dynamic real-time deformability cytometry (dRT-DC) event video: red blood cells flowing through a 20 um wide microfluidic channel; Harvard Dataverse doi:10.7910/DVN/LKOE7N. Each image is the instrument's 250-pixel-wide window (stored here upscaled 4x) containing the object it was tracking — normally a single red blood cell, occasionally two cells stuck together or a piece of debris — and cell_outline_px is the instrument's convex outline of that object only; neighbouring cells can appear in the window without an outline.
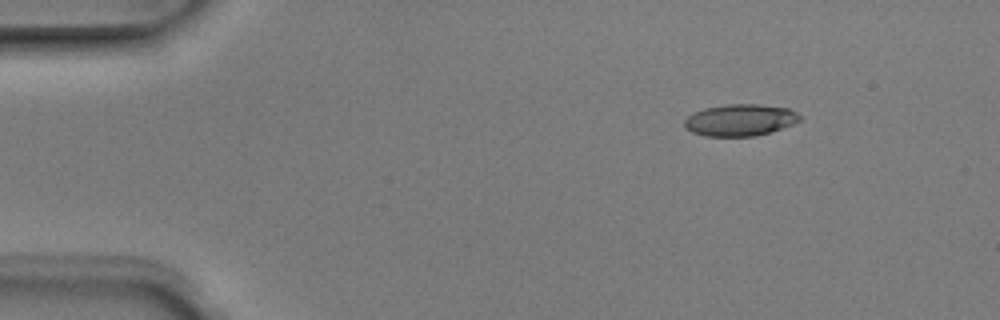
{"species": "Egyptian fruit bat (a non-hibernating species)", "species_latin": "Rousettus aegyptiacus", "temperature_condition": "room temperature", "stored_images_in_passage": 6, "camera_frame_rate_fps": 3000, "um_per_image_px": 0.085, "animal": {"sex": "male"}, "frame": {"image": 1, "passage_image": 2, "time_ms": 0.333, "image_size_px": [1000, 320], "cell_outline_px": [[800, 120], [792, 124], [768, 132], [752, 136], [704, 136], [692, 132], [684, 128], [684, 120], [692, 112], [704, 108], [728, 104], [760, 104], [788, 108], [796, 112], [800, 116]], "centroid_in_image_um": [62.85, 10.19], "position_along_channel_um": 22.1, "area_um2": 21.27}}
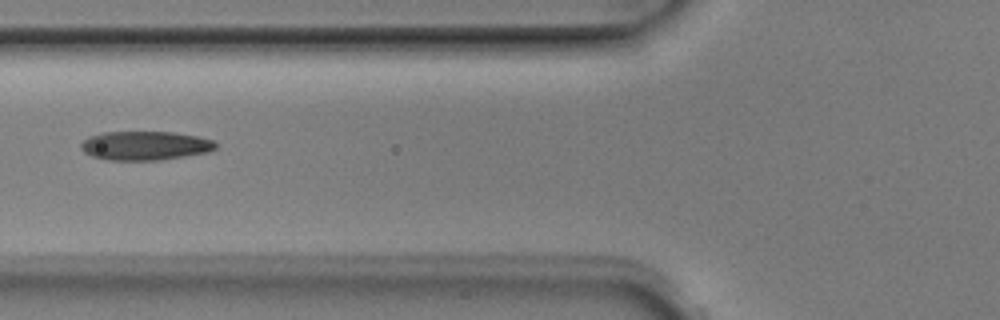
{"frame": {"image": 2, "passage_image": 5, "time_ms": 1.333, "image_size_px": [1000, 320], "cell_outline_px": [[216, 148], [208, 152], [160, 160], [108, 160], [92, 156], [84, 152], [80, 148], [80, 144], [88, 136], [100, 132], [176, 132], [216, 140]], "centroid_in_image_um": [12.32, 12.37], "position_along_channel_um": 113.5, "area_um2": 22.89}}
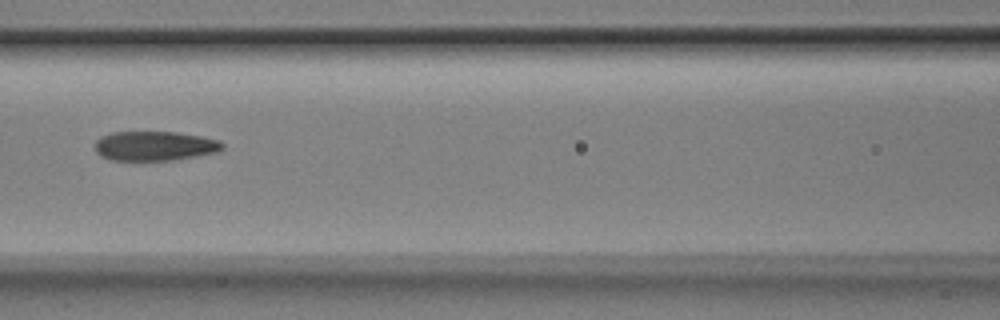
{"frame": {"image": 3, "passage_image": 6, "time_ms": 1.667, "image_size_px": [1000, 320], "cell_outline_px": [[224, 148], [220, 152], [172, 160], [112, 160], [100, 156], [96, 152], [96, 140], [100, 136], [112, 132], [176, 132], [200, 136], [220, 140], [224, 144]], "centroid_in_image_um": [13.17, 12.4], "position_along_channel_um": 153.4, "area_um2": 22.02}}